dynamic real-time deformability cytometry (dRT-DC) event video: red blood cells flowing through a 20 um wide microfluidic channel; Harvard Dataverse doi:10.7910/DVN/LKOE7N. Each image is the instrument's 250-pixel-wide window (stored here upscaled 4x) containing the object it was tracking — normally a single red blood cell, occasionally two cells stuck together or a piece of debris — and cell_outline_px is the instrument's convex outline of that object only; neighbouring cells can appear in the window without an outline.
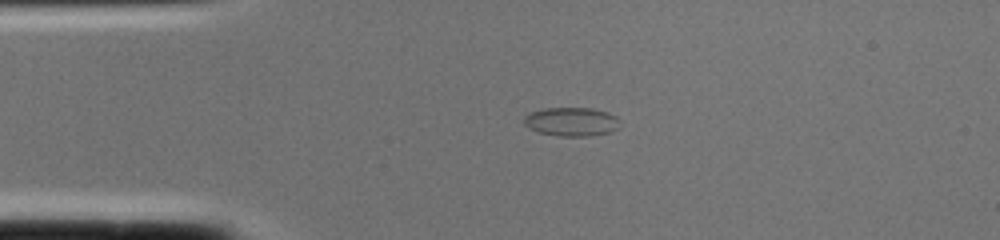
{"species": "common noctule bat (a hibernating species)", "species_latin": "Nyctalus noctula", "temperature_condition": "cold", "stored_images_in_passage": 1, "camera_frame_rate_fps": 3000, "um_per_image_px": 0.085, "animal": {"sex": "female", "body_mass_g": 22.0, "forearm_length_mm": 56.7}, "frame": {"image": 1, "passage_image": 1, "time_ms": 0.0, "image_size_px": [1000, 240], "cell_outline_px": [[620, 120], [616, 128], [608, 132], [592, 136], [556, 136], [540, 132], [528, 128], [524, 124], [524, 116], [532, 112], [544, 108], [592, 108], [608, 112], [616, 116]], "centroid_in_image_um": [48.57, 10.34], "position_along_channel_um": 36.4, "area_um2": 16.07}}